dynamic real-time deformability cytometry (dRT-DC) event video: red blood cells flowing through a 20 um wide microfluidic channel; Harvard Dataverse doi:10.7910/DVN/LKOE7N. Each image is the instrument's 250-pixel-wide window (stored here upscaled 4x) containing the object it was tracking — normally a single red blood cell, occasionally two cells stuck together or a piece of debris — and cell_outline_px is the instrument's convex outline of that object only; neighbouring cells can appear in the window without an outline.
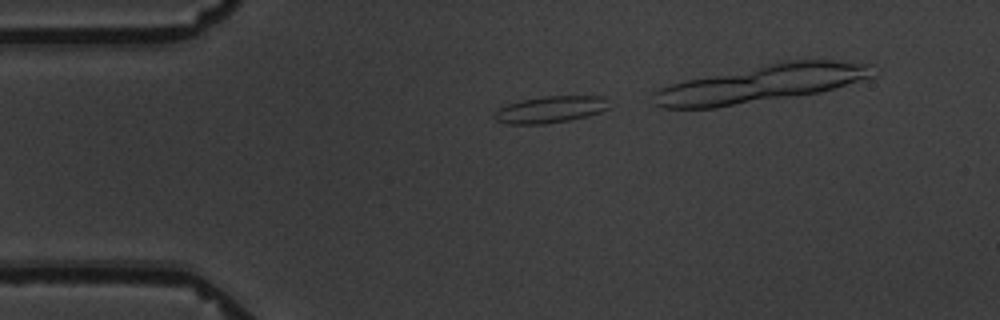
{"species": "common noctule bat (a hibernating species)", "species_latin": "Nyctalus noctula", "temperature_condition": "warm", "stored_images_in_passage": 4, "camera_frame_rate_fps": 3000, "um_per_image_px": 0.085, "animal": {"sex": "male", "body_mass_g": 19.5, "forearm_length_mm": 54.6}, "frame": {"image": 1, "passage_image": 2, "time_ms": 1.0, "image_size_px": [1000, 320], "cell_outline_px": [[608, 108], [600, 112], [588, 116], [568, 120], [544, 124], [508, 124], [496, 120], [492, 116], [500, 108], [508, 104], [520, 100], [544, 96], [604, 96]], "centroid_in_image_um": [46.76, 9.31], "position_along_channel_um": 38.2, "area_um2": 17.69}}